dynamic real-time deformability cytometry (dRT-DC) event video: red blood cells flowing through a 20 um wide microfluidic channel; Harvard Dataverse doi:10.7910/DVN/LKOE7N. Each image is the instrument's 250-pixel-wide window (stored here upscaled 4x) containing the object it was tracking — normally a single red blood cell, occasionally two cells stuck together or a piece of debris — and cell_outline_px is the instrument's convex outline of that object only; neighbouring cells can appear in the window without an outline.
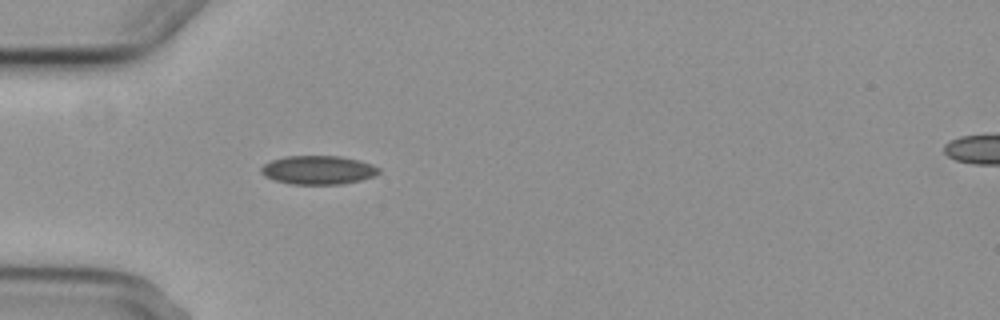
{"species": "common noctule bat (a hibernating species)", "species_latin": "Nyctalus noctula", "temperature_condition": "cold", "stored_images_in_passage": 1, "camera_frame_rate_fps": 3000, "um_per_image_px": 0.085, "animal": {"sex": "female", "body_mass_g": 29.2, "forearm_length_mm": 56.3}, "frame": {"image": 1, "passage_image": 1, "time_ms": 0.0, "image_size_px": [1000, 320], "cell_outline_px": [[380, 172], [376, 176], [344, 184], [292, 184], [272, 180], [264, 176], [260, 172], [260, 168], [264, 164], [272, 160], [284, 156], [340, 156], [372, 164], [380, 168]], "centroid_in_image_um": [27.03, 14.45], "position_along_channel_um": 58.0, "area_um2": 19.83}}